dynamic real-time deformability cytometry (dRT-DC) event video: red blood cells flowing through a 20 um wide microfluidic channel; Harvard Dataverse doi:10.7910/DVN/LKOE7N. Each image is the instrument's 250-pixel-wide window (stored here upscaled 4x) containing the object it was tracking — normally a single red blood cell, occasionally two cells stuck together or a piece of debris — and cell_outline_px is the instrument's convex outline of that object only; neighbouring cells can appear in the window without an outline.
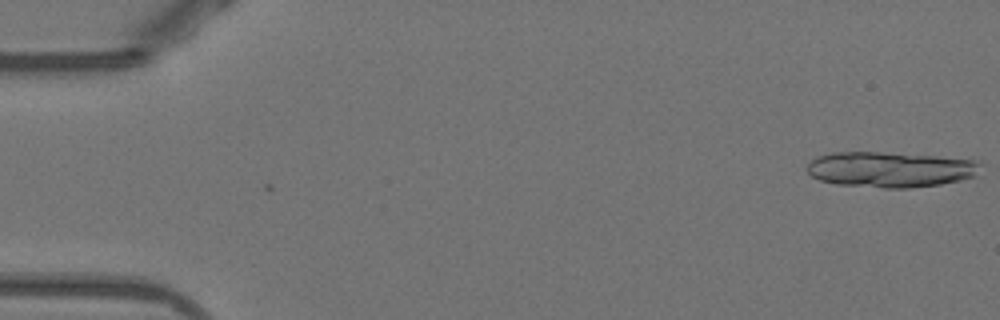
{"species": "Egyptian fruit bat (a non-hibernating species)", "species_latin": "Rousettus aegyptiacus", "temperature_condition": "warm", "stored_images_in_passage": 2, "camera_frame_rate_fps": 3000, "um_per_image_px": 0.085, "animal": {"sex": "female"}, "frame": {"image": 1, "passage_image": 1, "time_ms": 0.0, "image_size_px": [1000, 320], "cell_outline_px": [[984, 164], [976, 176], [960, 180], [940, 184], [908, 188], [884, 188], [836, 184], [820, 180], [812, 176], [804, 168], [816, 156], [832, 152], [880, 152], [936, 156], [980, 160]], "centroid_in_image_um": [75.7, 14.4], "position_along_channel_um": 9.3, "area_um2": 36.3}}